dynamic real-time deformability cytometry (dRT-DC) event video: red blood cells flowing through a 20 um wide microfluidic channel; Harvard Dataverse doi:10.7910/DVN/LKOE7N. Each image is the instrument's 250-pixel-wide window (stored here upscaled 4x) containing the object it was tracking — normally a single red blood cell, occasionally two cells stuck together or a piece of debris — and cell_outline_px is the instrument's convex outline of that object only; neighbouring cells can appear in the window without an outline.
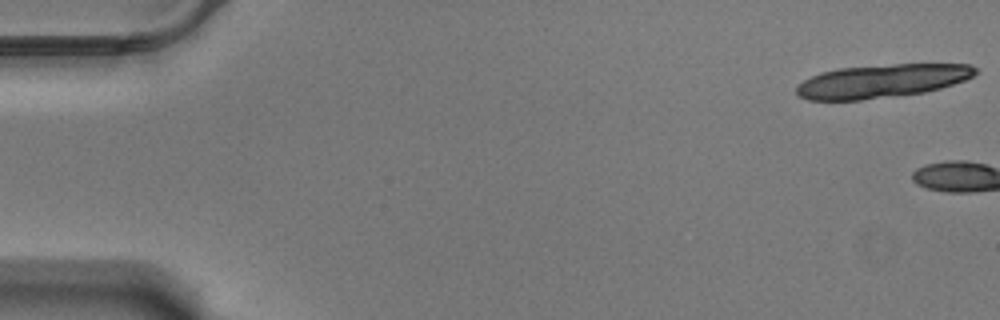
{"species": "Egyptian fruit bat (a non-hibernating species)", "species_latin": "Rousettus aegyptiacus", "temperature_condition": "warm", "stored_images_in_passage": 3, "camera_frame_rate_fps": 3000, "um_per_image_px": 0.085, "animal": {"sex": "male"}, "frame": {"image": 1, "passage_image": 1, "time_ms": 0.0, "image_size_px": [1000, 320], "cell_outline_px": [[980, 72], [964, 80], [940, 88], [924, 92], [860, 100], [808, 100], [800, 96], [796, 92], [796, 84], [820, 72], [836, 68], [896, 64], [972, 64], [980, 68]], "centroid_in_image_um": [74.97, 6.87], "position_along_channel_um": 10.0, "area_um2": 34.91}}